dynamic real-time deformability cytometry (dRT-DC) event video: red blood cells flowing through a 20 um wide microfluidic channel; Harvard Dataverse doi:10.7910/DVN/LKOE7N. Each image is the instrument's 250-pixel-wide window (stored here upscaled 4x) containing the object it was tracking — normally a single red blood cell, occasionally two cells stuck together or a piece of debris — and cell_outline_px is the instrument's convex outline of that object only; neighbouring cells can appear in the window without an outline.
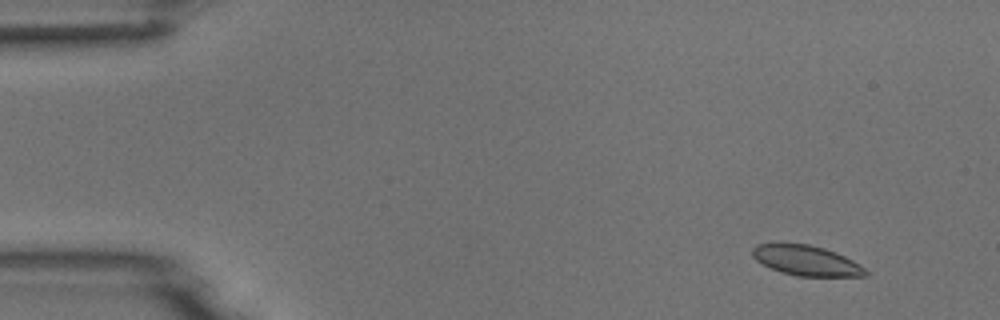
{"species": "common noctule bat (a hibernating species)", "species_latin": "Nyctalus noctula", "temperature_condition": "room temperature", "stored_images_in_passage": 6, "camera_frame_rate_fps": 3000, "um_per_image_px": 0.085, "animal": {"sex": "male", "body_mass_g": 18.8}, "frame": {"image": 1, "passage_image": 2, "time_ms": 0.333, "image_size_px": [1000, 320], "cell_outline_px": [[868, 276], [796, 276], [772, 268], [756, 260], [752, 256], [752, 248], [756, 244], [808, 244], [824, 248], [836, 252], [860, 264], [868, 272]], "centroid_in_image_um": [68.56, 22.15], "position_along_channel_um": 16.4, "area_um2": 19.59}}
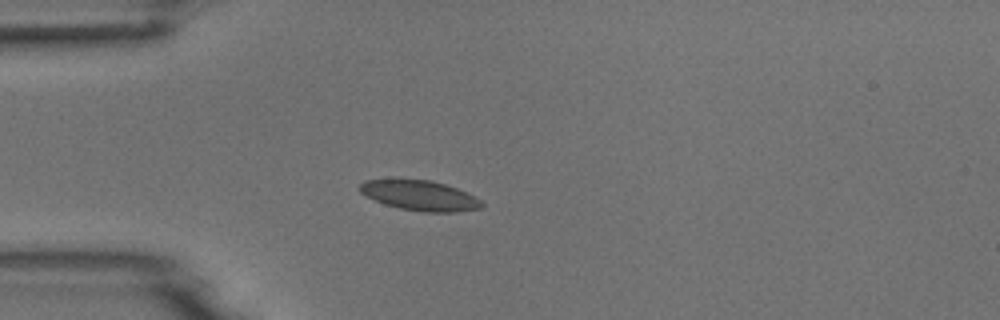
{"frame": {"image": 2, "passage_image": 5, "time_ms": 1.333, "image_size_px": [1000, 320], "cell_outline_px": [[484, 204], [480, 208], [456, 212], [424, 212], [400, 208], [384, 204], [360, 192], [356, 188], [364, 180], [432, 180], [456, 188], [480, 200]], "centroid_in_image_um": [35.66, 16.62], "position_along_channel_um": 49.3, "area_um2": 20.98}}